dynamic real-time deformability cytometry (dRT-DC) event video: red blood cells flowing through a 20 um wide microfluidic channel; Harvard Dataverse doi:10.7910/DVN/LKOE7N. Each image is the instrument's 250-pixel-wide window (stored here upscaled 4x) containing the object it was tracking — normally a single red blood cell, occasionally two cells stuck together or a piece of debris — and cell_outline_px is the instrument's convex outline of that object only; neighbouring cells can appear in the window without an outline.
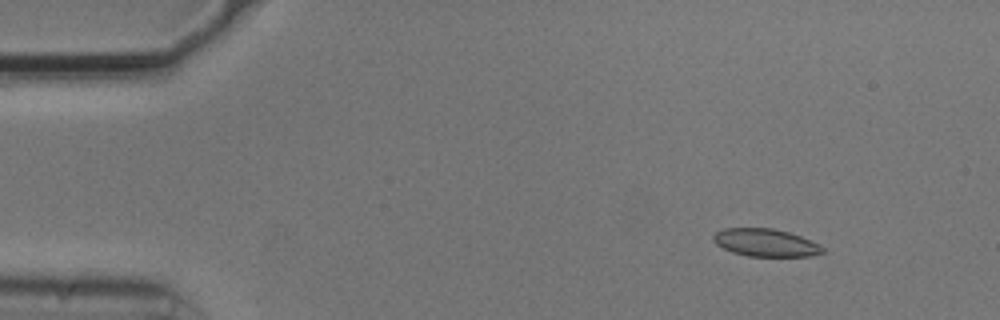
{"species": "common noctule bat (a hibernating species)", "species_latin": "Nyctalus noctula", "temperature_condition": "cold", "stored_images_in_passage": 43, "camera_frame_rate_fps": 3000, "um_per_image_px": 0.085, "animal": {"sex": "male", "body_mass_g": 20.5, "forearm_length_mm": 52.5}, "frame": {"image": 1, "passage_image": 2, "time_ms": 0.333, "image_size_px": [1000, 320], "cell_outline_px": [[824, 252], [812, 256], [748, 256], [732, 252], [716, 244], [712, 240], [712, 236], [716, 232], [724, 228], [772, 228], [788, 232], [800, 236], [820, 244], [824, 248]], "centroid_in_image_um": [65.07, 20.62], "position_along_channel_um": 19.9, "area_um2": 17.63}}
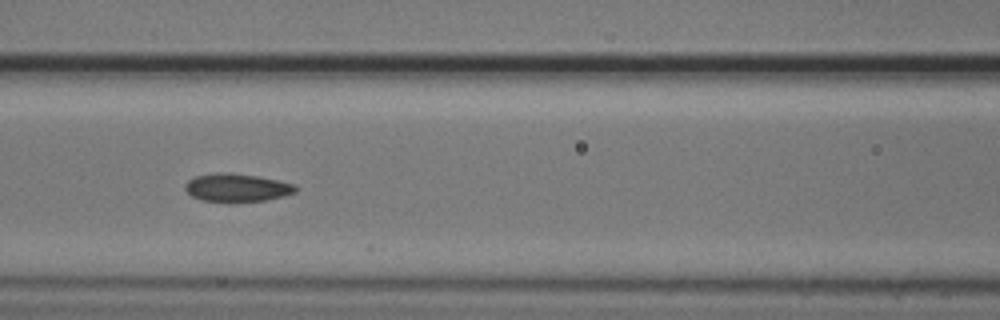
{"frame": {"image": 2, "passage_image": 19, "time_ms": 6.0, "image_size_px": [1000, 320], "cell_outline_px": [[296, 192], [284, 196], [268, 200], [232, 204], [228, 204], [200, 200], [192, 196], [184, 188], [184, 184], [188, 180], [196, 176], [216, 172], [232, 172], [260, 176], [292, 184], [296, 188]], "centroid_in_image_um": [20.09, 15.98], "position_along_channel_um": 146.5, "area_um2": 18.79}}
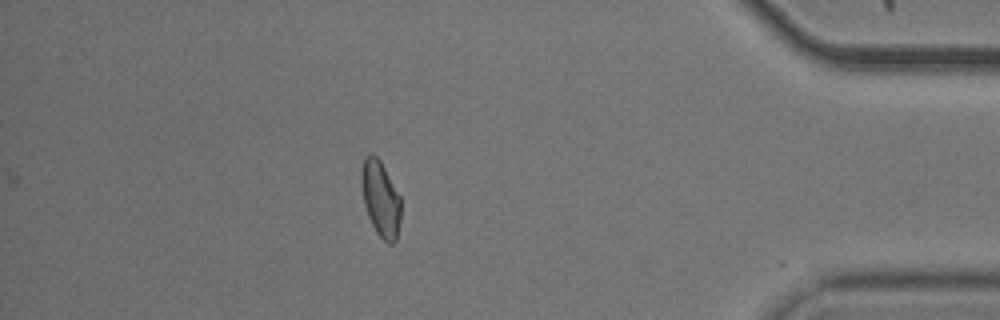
{"frame": {"image": 3, "passage_image": 43, "time_ms": 14.0, "image_size_px": [1000, 320], "cell_outline_px": [[400, 220], [396, 240], [392, 244], [388, 244], [376, 232], [368, 216], [364, 204], [360, 184], [360, 168], [364, 156], [372, 152], [380, 160], [400, 196]], "centroid_in_image_um": [32.31, 16.85], "position_along_channel_um": 402.9, "area_um2": 17.63}, "authors_computed_cell_mechanics": {"area_um2": 17.7446, "velocity_mm_per_s": 3.7268, "shape_relaxation_time_tau1_ms": 7.5806, "shape_relaxation_time_tau2_ms": 3.7669, "deformation_change_tau1": 0.1204, "deformation_change_tau2": 0.0683}}